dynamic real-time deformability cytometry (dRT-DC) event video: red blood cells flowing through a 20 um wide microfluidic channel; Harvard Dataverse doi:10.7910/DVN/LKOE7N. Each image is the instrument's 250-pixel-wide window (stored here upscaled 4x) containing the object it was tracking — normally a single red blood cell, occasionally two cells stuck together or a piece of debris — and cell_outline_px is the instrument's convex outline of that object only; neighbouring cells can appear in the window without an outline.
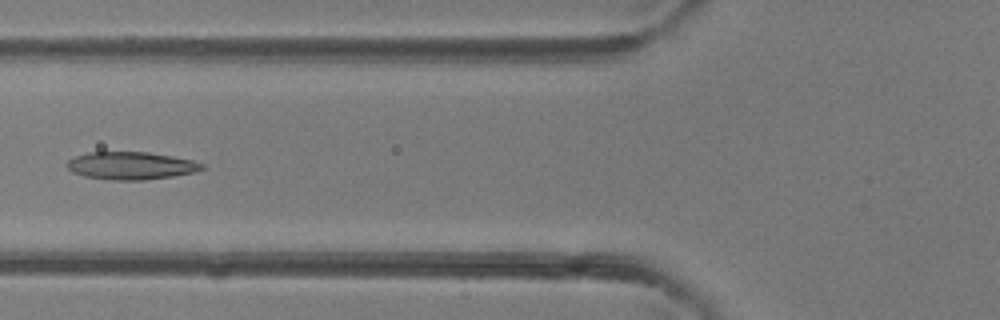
{"species": "common noctule bat (a hibernating species)", "species_latin": "Nyctalus noctula", "temperature_condition": "room temperature", "stored_images_in_passage": 5, "camera_frame_rate_fps": 3000, "um_per_image_px": 0.085, "animal": {"sex": "female"}, "frame": {"image": 1, "passage_image": 5, "time_ms": 4.667, "image_size_px": [1000, 320], "cell_outline_px": [[204, 168], [196, 172], [172, 176], [144, 180], [112, 180], [84, 176], [72, 172], [64, 164], [68, 160], [76, 156], [88, 152], [148, 152], [172, 156], [192, 160], [204, 164]], "centroid_in_image_um": [11.12, 14.08], "position_along_channel_um": 114.7, "area_um2": 21.79}}